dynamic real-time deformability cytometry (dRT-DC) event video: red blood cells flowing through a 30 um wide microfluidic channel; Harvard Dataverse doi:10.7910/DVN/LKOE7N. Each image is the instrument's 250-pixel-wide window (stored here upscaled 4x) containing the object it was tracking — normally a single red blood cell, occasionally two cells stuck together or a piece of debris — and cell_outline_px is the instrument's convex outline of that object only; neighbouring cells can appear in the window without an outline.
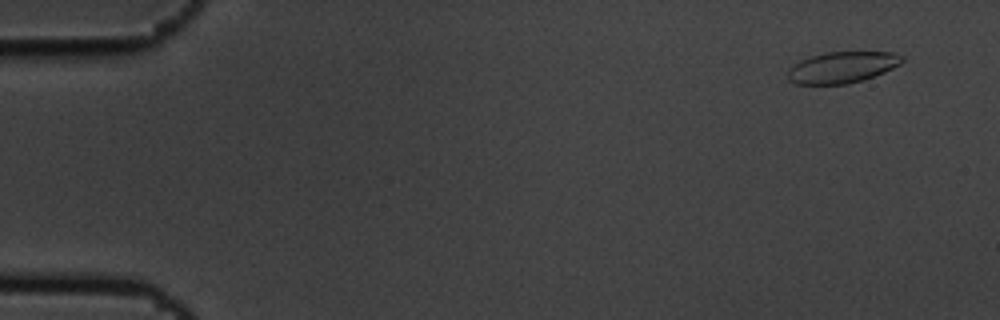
{"species": "common noctule bat (a hibernating species)", "species_latin": "Nyctalus noctula", "temperature_condition": "cold", "stored_images_in_passage": 6, "segment_of_instrument_passage": [1, 2], "camera_frame_rate_fps": 3000, "um_per_image_px": 0.085, "animal": {"sex": "male", "body_mass_g": 19.5, "forearm_length_mm": 54.6}, "frame": {"image": 1, "passage_image": 1, "time_ms": 0.0, "image_size_px": [1000, 320], "cell_outline_px": [[904, 60], [900, 64], [884, 72], [864, 80], [848, 84], [796, 84], [788, 80], [784, 76], [788, 68], [800, 60], [824, 52], [892, 52], [904, 56]], "centroid_in_image_um": [71.54, 5.73], "position_along_channel_um": 13.5, "area_um2": 21.1}}